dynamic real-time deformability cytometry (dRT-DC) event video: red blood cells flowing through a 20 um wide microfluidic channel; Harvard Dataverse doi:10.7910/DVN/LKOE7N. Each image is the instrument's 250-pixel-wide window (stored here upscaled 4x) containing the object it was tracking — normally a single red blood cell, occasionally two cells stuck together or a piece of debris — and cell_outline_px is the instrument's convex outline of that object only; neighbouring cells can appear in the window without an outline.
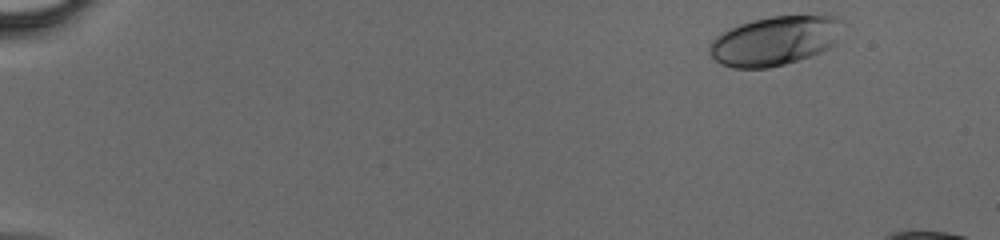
{"species": "human", "species_latin": "Homo sapiens", "temperature_condition": "cold", "stored_images_in_passage": 40, "camera_frame_rate_fps": 3000, "um_per_image_px": 0.085, "donor": {"sex": "male"}, "frame": {"image": 1, "passage_image": 1, "time_ms": 0.0, "image_size_px": [1000, 240], "cell_outline_px": [[844, 20], [836, 44], [812, 56], [784, 64], [768, 68], [732, 68], [720, 64], [708, 52], [708, 44], [716, 36], [728, 28], [752, 20], [772, 16], [836, 16]], "centroid_in_image_um": [65.85, 3.47], "position_along_channel_um": 19.1, "area_um2": 38.44}}
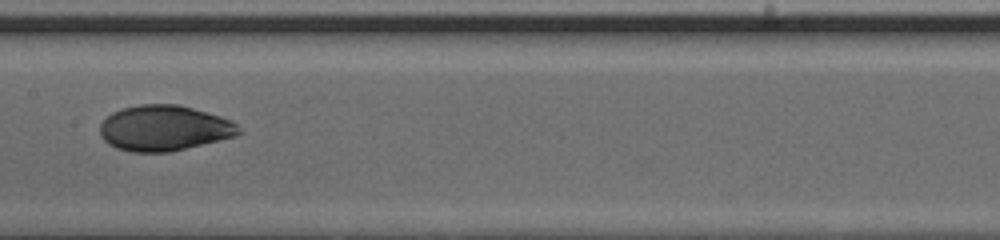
{"frame": {"image": 2, "passage_image": 22, "time_ms": 7.0, "image_size_px": [1000, 240], "cell_outline_px": [[244, 132], [236, 136], [168, 152], [132, 152], [116, 148], [108, 144], [100, 136], [100, 124], [112, 112], [124, 108], [140, 104], [180, 104], [220, 116], [232, 120]], "centroid_in_image_um": [13.96, 10.88], "position_along_channel_um": 193.4, "area_um2": 36.88}}
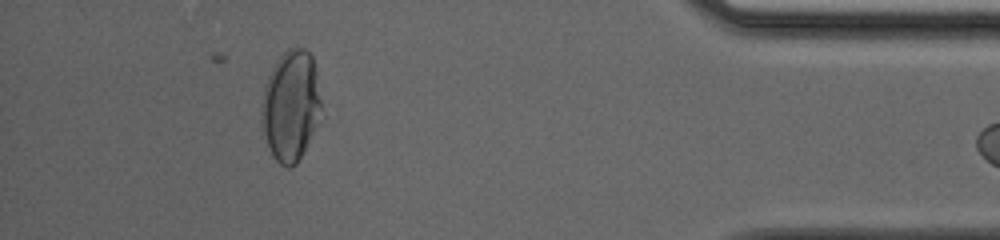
{"frame": {"image": 3, "passage_image": 39, "time_ms": 12.667, "image_size_px": [1000, 240], "cell_outline_px": [[324, 116], [296, 164], [288, 168], [280, 164], [272, 156], [260, 120], [264, 88], [268, 76], [272, 68], [280, 56], [288, 48], [304, 48], [312, 56], [316, 72]], "centroid_in_image_um": [24.75, 9.0], "position_along_channel_um": 410.4, "area_um2": 38.84}}